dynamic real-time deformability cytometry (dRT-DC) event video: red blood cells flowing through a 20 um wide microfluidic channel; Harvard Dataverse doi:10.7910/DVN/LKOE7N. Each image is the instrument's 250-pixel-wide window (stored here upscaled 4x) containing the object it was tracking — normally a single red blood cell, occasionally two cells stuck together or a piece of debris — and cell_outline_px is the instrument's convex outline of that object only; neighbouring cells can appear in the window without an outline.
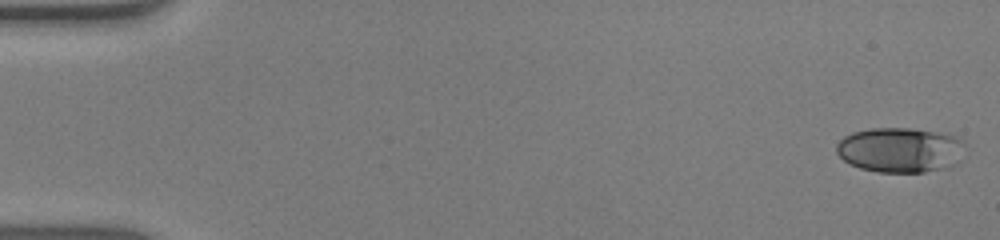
{"species": "human", "species_latin": "Homo sapiens", "temperature_condition": "warm", "stored_images_in_passage": 53, "camera_frame_rate_fps": 3000, "um_per_image_px": 0.085, "donor": {"sex": "male"}, "frame": {"image": 1, "passage_image": 1, "time_ms": 0.0, "image_size_px": [1000, 240], "cell_outline_px": [[964, 144], [960, 160], [956, 164], [944, 168], [924, 172], [876, 172], [860, 168], [844, 160], [836, 152], [836, 144], [844, 136], [852, 132], [872, 128], [908, 128], [956, 136], [964, 140]], "centroid_in_image_um": [76.5, 12.75], "position_along_channel_um": 8.5, "area_um2": 33.64}}
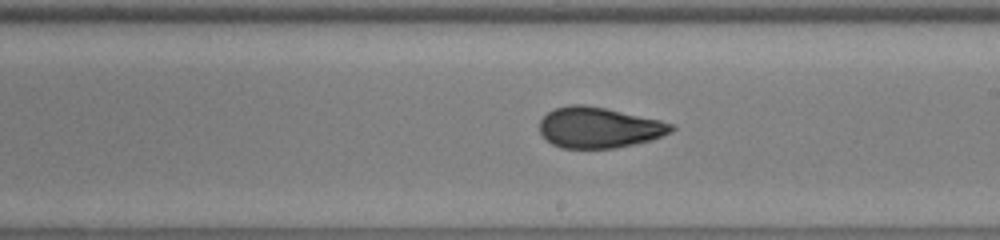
{"frame": {"image": 2, "passage_image": 31, "time_ms": 10.0, "image_size_px": [1000, 240], "cell_outline_px": [[676, 128], [672, 132], [652, 140], [616, 148], [560, 148], [552, 144], [540, 132], [540, 120], [548, 112], [556, 108], [568, 104], [584, 104], [604, 108], [660, 120], [672, 124]], "centroid_in_image_um": [50.92, 10.85], "position_along_channel_um": 238.1, "area_um2": 31.21}}
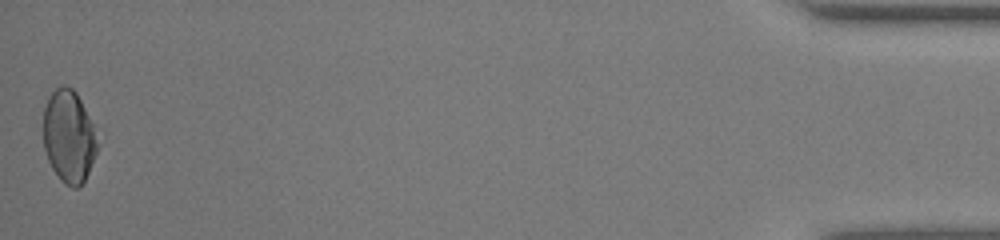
{"frame": {"image": 3, "passage_image": 53, "time_ms": 17.333, "image_size_px": [1000, 240], "cell_outline_px": [[100, 144], [88, 172], [84, 180], [76, 188], [72, 188], [64, 184], [60, 180], [52, 168], [48, 160], [44, 148], [44, 108], [48, 96], [60, 84], [64, 84], [72, 88], [76, 92], [92, 124]], "centroid_in_image_um": [5.84, 11.59], "position_along_channel_um": 429.4, "area_um2": 29.13}, "authors_computed_cell_mechanics": {"area_um2": 31.212, "velocity_mm_per_s": 3.8922, "shape_relaxation_time_tau1_ms": 10.5848, "shape_relaxation_time_tau2_ms": 1.1952, "deformation_change_tau1": 0.2763, "deformation_change_tau2": 0.064}}